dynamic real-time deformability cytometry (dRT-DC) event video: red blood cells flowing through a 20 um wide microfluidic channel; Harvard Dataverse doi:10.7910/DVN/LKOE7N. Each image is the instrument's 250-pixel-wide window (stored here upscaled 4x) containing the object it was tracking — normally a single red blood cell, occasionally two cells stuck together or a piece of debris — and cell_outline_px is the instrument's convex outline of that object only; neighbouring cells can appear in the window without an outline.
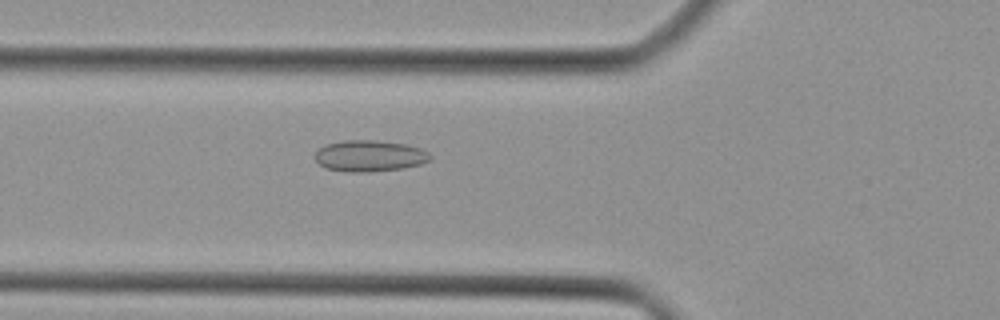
{"species": "Egyptian fruit bat (a non-hibernating species)", "species_latin": "Rousettus aegyptiacus", "temperature_condition": "cold", "stored_images_in_passage": 41, "camera_frame_rate_fps": 3000, "um_per_image_px": 0.085, "animal": {"sex": "female"}, "frame": {"image": 1, "passage_image": 15, "time_ms": 4.667, "image_size_px": [1000, 320], "cell_outline_px": [[432, 160], [420, 164], [404, 168], [368, 172], [344, 172], [324, 168], [312, 156], [320, 148], [328, 144], [344, 140], [376, 140], [404, 144], [420, 148], [428, 152], [432, 156]], "centroid_in_image_um": [31.41, 13.26], "position_along_channel_um": 94.4, "area_um2": 21.15}}
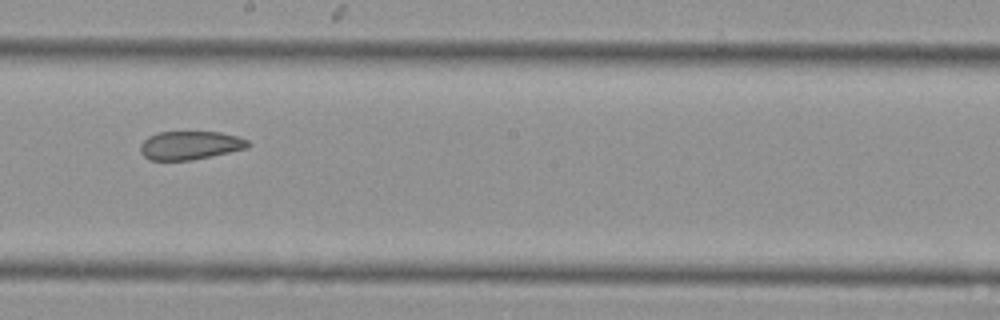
{"frame": {"image": 2, "passage_image": 24, "time_ms": 7.667, "image_size_px": [1000, 320], "cell_outline_px": [[252, 144], [248, 148], [192, 160], [148, 160], [140, 152], [140, 144], [148, 136], [160, 132], [220, 132], [240, 136], [248, 140]], "centroid_in_image_um": [16.18, 12.35], "position_along_channel_um": 232.0, "area_um2": 18.03}}
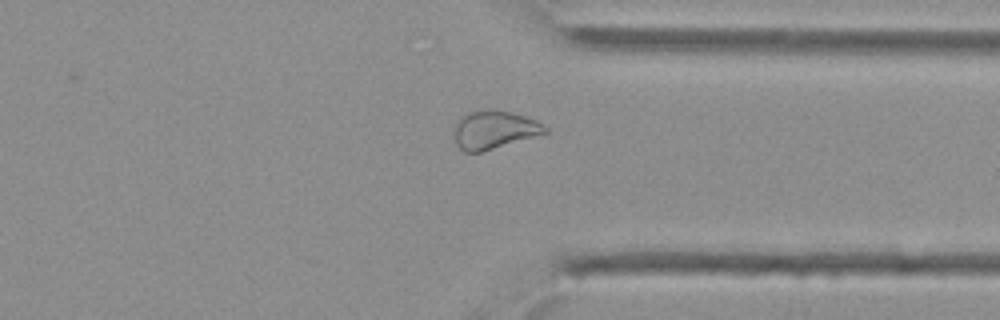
{"frame": {"image": 3, "passage_image": 33, "time_ms": 10.667, "image_size_px": [1000, 320], "cell_outline_px": [[548, 132], [480, 152], [464, 152], [456, 144], [456, 120], [460, 116], [468, 112], [488, 108], [512, 112], [536, 120], [544, 124], [548, 128]], "centroid_in_image_um": [42.0, 11.0], "position_along_channel_um": 369.4, "area_um2": 20.11}}